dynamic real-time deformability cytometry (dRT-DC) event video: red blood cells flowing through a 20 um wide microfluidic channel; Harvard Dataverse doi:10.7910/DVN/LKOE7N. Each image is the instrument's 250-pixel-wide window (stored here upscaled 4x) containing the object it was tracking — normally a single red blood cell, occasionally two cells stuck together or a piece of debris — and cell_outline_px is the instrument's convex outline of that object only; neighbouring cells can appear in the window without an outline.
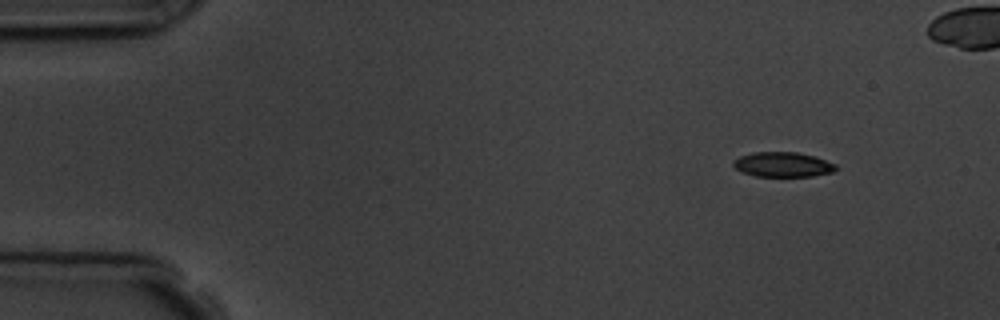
{"species": "common noctule bat (a hibernating species)", "species_latin": "Nyctalus noctula", "temperature_condition": "room temperature", "stored_images_in_passage": 5, "segment_of_instrument_passage": [1, 2], "camera_frame_rate_fps": 3000, "um_per_image_px": 0.085, "animal": {"sex": "male", "body_mass_g": 19.5, "forearm_length_mm": 54.6}, "frame": {"image": 1, "passage_image": 1, "time_ms": 0.0, "image_size_px": [1000, 320], "cell_outline_px": [[840, 168], [832, 172], [812, 176], [756, 176], [744, 172], [736, 168], [732, 164], [732, 160], [740, 156], [752, 152], [796, 152], [816, 156], [836, 164]], "centroid_in_image_um": [66.57, 13.97], "position_along_channel_um": 18.4, "area_um2": 14.91}}